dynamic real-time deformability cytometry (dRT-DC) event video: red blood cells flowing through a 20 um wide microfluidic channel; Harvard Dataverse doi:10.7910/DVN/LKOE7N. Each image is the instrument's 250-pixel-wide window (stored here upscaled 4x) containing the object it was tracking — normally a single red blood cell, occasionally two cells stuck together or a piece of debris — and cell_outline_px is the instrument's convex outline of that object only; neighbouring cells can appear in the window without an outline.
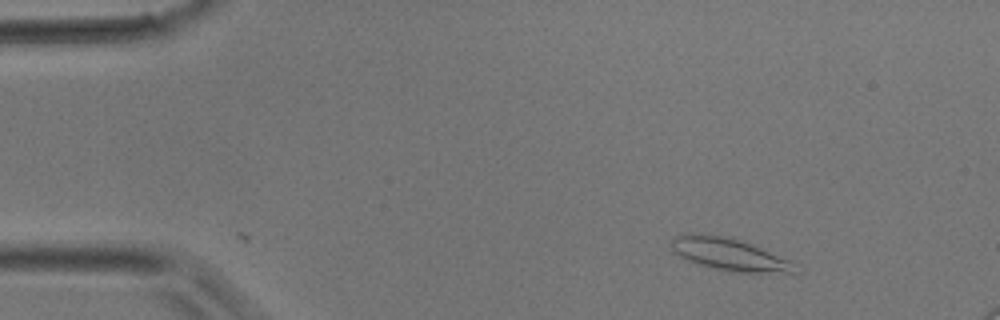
{"species": "common noctule bat (a hibernating species)", "species_latin": "Nyctalus noctula", "temperature_condition": "room temperature", "stored_images_in_passage": 5, "camera_frame_rate_fps": 3000, "um_per_image_px": 0.085, "animal": {"sex": "male", "body_mass_g": 17.9}, "frame": {"image": 1, "passage_image": 5, "time_ms": 1.333, "image_size_px": [1000, 320], "cell_outline_px": [[796, 272], [732, 272], [700, 264], [688, 260], [680, 256], [672, 248], [672, 240], [676, 236], [692, 232], [700, 232], [740, 240], [792, 260]], "centroid_in_image_um": [61.97, 21.6], "position_along_channel_um": 23.0, "area_um2": 22.77}}